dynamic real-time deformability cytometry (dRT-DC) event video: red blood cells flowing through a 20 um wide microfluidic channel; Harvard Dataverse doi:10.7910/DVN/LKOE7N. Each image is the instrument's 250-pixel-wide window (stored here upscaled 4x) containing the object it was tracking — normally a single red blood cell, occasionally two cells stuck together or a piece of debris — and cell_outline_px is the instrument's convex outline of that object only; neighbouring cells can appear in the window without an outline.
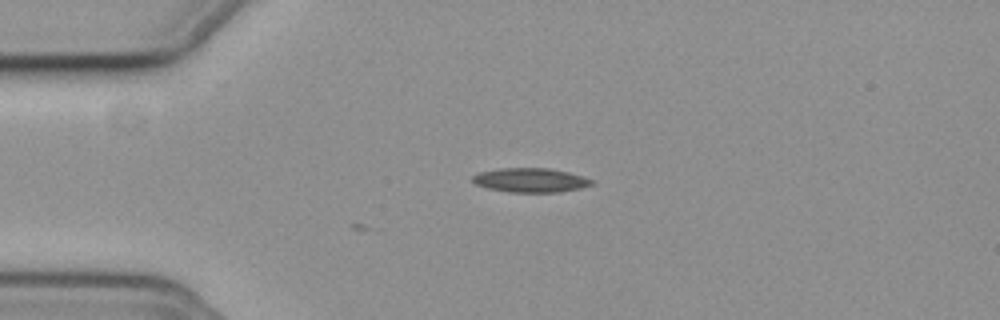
{"species": "common noctule bat (a hibernating species)", "species_latin": "Nyctalus noctula", "temperature_condition": "cold", "stored_images_in_passage": 3, "camera_frame_rate_fps": 3000, "um_per_image_px": 0.085, "animal": {"sex": "female", "body_mass_g": 19.3, "forearm_length_mm": 54.1}, "frame": {"image": 1, "passage_image": 3, "time_ms": 0.667, "image_size_px": [1000, 320], "cell_outline_px": [[596, 180], [592, 184], [580, 188], [556, 192], [508, 192], [488, 188], [476, 184], [472, 180], [472, 176], [476, 172], [500, 168], [548, 168], [568, 172]], "centroid_in_image_um": [45.07, 15.3], "position_along_channel_um": 39.9, "area_um2": 16.82}}